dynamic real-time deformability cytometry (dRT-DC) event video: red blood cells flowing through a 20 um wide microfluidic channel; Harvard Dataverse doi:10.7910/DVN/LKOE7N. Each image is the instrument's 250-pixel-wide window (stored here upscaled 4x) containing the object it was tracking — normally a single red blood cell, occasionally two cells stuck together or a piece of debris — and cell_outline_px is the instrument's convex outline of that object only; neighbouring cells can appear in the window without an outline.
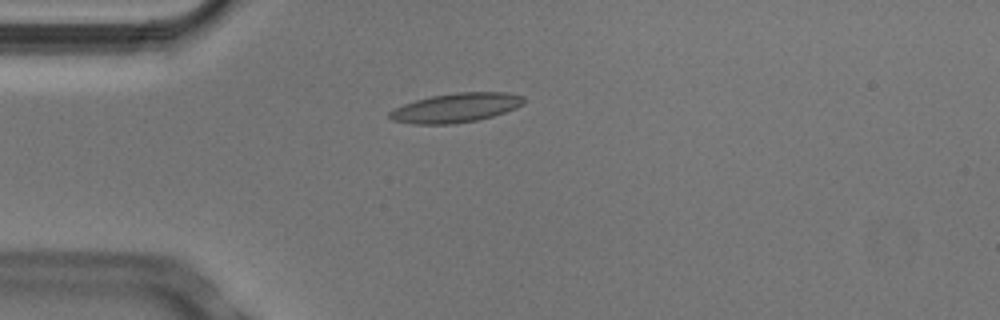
{"species": "Egyptian fruit bat (a non-hibernating species)", "species_latin": "Rousettus aegyptiacus", "temperature_condition": "cold", "stored_images_in_passage": 4, "camera_frame_rate_fps": 3000, "um_per_image_px": 0.085, "animal": {"sex": "male"}, "frame": {"image": 1, "passage_image": 1, "time_ms": 0.0, "image_size_px": [1000, 320], "cell_outline_px": [[524, 104], [516, 108], [492, 116], [476, 120], [452, 124], [412, 124], [392, 120], [388, 116], [388, 112], [404, 104], [416, 100], [432, 96], [456, 92], [504, 92], [524, 96]], "centroid_in_image_um": [38.75, 9.16], "position_along_channel_um": 46.2, "area_um2": 22.77}}